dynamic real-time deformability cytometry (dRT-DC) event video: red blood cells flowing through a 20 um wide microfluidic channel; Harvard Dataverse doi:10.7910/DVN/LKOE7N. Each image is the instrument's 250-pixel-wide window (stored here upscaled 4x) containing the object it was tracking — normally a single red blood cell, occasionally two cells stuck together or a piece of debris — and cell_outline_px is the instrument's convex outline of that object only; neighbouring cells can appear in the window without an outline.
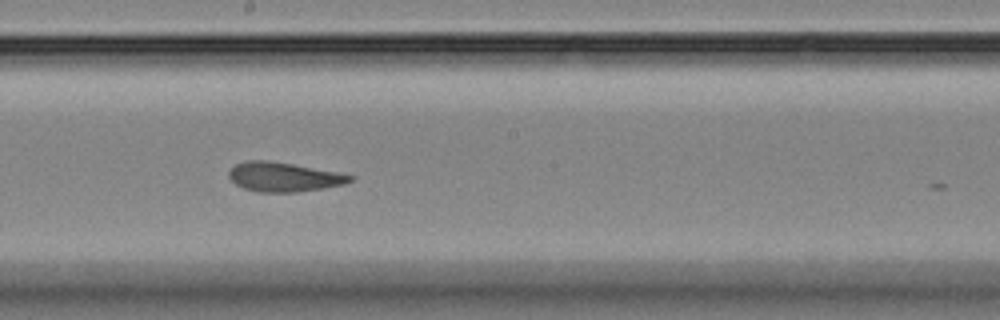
{"species": "Egyptian fruit bat (a non-hibernating species)", "species_latin": "Rousettus aegyptiacus", "temperature_condition": "room temperature", "stored_images_in_passage": 12, "camera_frame_rate_fps": 3000, "um_per_image_px": 0.085, "animal": {"sex": "female"}, "frame": {"image": 1, "passage_image": 9, "time_ms": 9.0, "image_size_px": [1000, 320], "cell_outline_px": [[352, 180], [344, 184], [324, 188], [296, 192], [260, 192], [244, 188], [236, 184], [228, 176], [228, 172], [236, 164], [244, 160], [268, 160], [292, 164], [336, 172], [352, 176]], "centroid_in_image_um": [24.07, 15.04], "position_along_channel_um": 224.1, "area_um2": 20.46}}
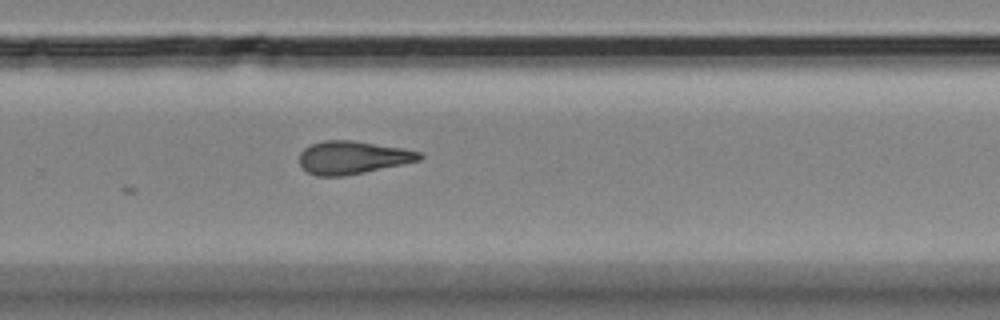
{"frame": {"image": 2, "passage_image": 12, "time_ms": 13.333, "image_size_px": [1000, 320], "cell_outline_px": [[424, 156], [420, 160], [364, 172], [344, 176], [316, 176], [308, 172], [300, 164], [300, 152], [304, 148], [312, 144], [324, 140], [352, 140], [404, 148], [420, 152]], "centroid_in_image_um": [29.97, 13.38], "position_along_channel_um": 299.8, "area_um2": 22.95}}